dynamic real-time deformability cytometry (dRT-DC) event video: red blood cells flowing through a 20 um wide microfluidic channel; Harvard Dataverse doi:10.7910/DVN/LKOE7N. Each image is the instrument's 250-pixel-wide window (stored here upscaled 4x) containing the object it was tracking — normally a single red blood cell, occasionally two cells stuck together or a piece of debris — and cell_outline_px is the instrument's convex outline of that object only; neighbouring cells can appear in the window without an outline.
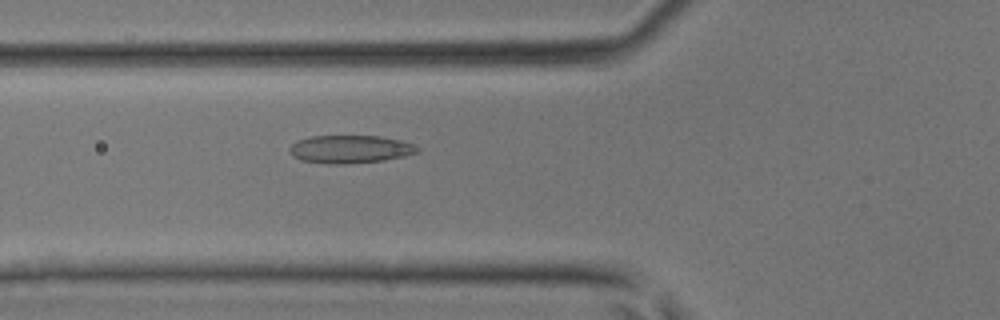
{"species": "common noctule bat (a hibernating species)", "species_latin": "Nyctalus noctula", "temperature_condition": "room temperature", "stored_images_in_passage": 45, "camera_frame_rate_fps": 3000, "um_per_image_px": 0.085, "animal": {"sex": "male", "body_mass_g": 17.9, "forearm_length_mm": 54.2}, "frame": {"image": 1, "passage_image": 17, "time_ms": 5.333, "image_size_px": [1000, 320], "cell_outline_px": [[420, 152], [404, 156], [384, 160], [344, 164], [328, 164], [300, 160], [292, 156], [288, 152], [288, 148], [296, 140], [312, 136], [380, 136], [400, 140], [412, 144], [420, 148]], "centroid_in_image_um": [29.73, 12.68], "position_along_channel_um": 96.1, "area_um2": 20.98}}
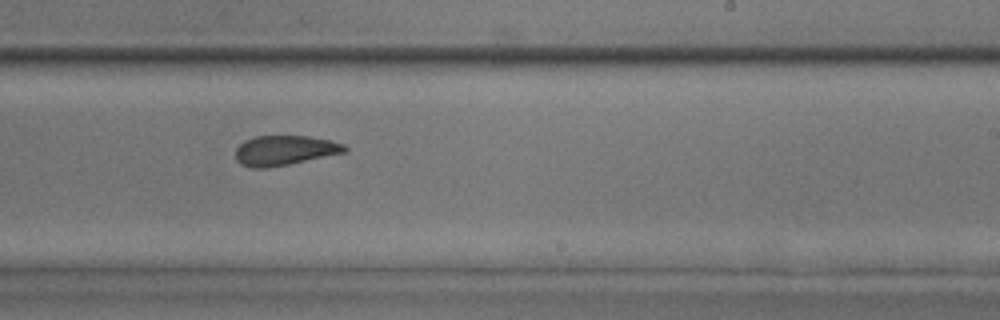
{"frame": {"image": 2, "passage_image": 28, "time_ms": 9.0, "image_size_px": [1000, 320], "cell_outline_px": [[348, 152], [268, 168], [252, 168], [240, 164], [236, 160], [236, 148], [244, 140], [256, 136], [308, 136], [332, 140], [344, 144], [348, 148]], "centroid_in_image_um": [24.21, 12.78], "position_along_channel_um": 264.8, "area_um2": 19.13}}
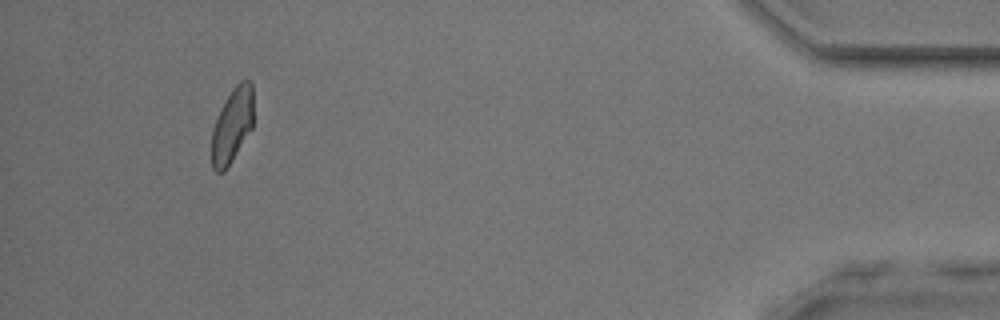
{"frame": {"image": 3, "passage_image": 42, "time_ms": 13.667, "image_size_px": [1000, 320], "cell_outline_px": [[252, 128], [232, 160], [224, 172], [216, 172], [212, 168], [212, 128], [224, 100], [232, 88], [240, 80], [252, 80]], "centroid_in_image_um": [19.72, 10.63], "position_along_channel_um": 415.5, "area_um2": 18.15}}